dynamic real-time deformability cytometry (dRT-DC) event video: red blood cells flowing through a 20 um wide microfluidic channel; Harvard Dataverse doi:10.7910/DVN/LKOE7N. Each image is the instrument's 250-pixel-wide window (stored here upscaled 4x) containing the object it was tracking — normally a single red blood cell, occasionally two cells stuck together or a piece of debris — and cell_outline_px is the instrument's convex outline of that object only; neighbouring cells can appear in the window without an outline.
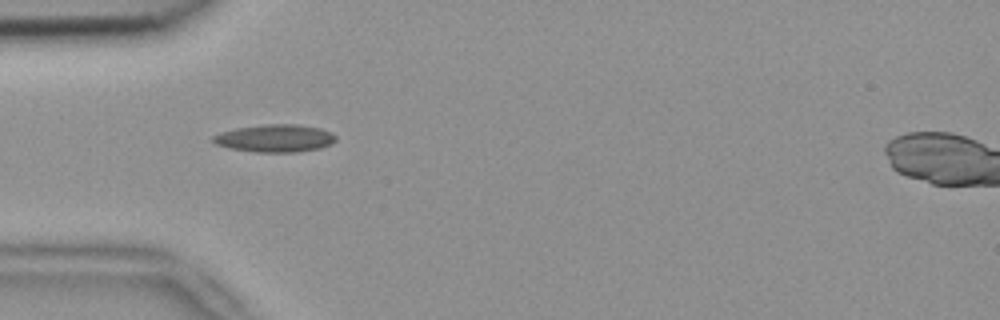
{"species": "common noctule bat (a hibernating species)", "species_latin": "Nyctalus noctula", "temperature_condition": "room temperature", "stored_images_in_passage": 4, "camera_frame_rate_fps": 3000, "um_per_image_px": 0.085, "animal": {"sex": "female", "body_mass_g": 18.4}, "frame": {"image": 1, "passage_image": 3, "time_ms": 0.667, "image_size_px": [1000, 320], "cell_outline_px": [[336, 140], [332, 144], [320, 148], [296, 152], [256, 152], [228, 148], [216, 144], [212, 140], [212, 136], [220, 132], [236, 128], [268, 124], [296, 124], [320, 128], [332, 132], [336, 136]], "centroid_in_image_um": [23.39, 11.75], "position_along_channel_um": 61.6, "area_um2": 19.83}}